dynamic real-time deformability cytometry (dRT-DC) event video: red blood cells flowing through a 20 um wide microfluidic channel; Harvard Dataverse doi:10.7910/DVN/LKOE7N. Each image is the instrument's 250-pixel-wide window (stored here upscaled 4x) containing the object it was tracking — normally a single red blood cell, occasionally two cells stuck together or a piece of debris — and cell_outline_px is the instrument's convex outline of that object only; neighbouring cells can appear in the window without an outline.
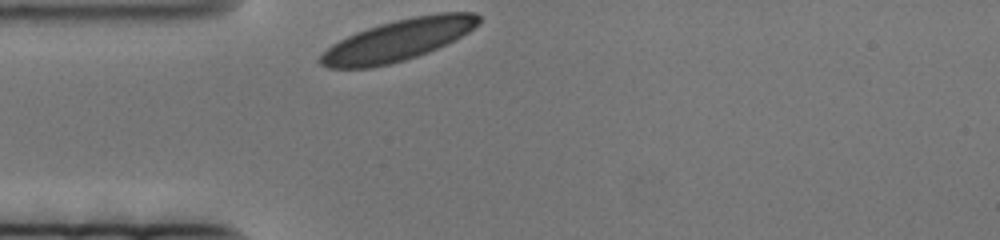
{"species": "human", "species_latin": "Homo sapiens", "temperature_condition": "cold", "stored_images_in_passage": 44, "camera_frame_rate_fps": 3000, "um_per_image_px": 0.085, "donor": {"sex": "female"}, "frame": {"image": 1, "passage_image": 1, "time_ms": 0.0, "image_size_px": [1000, 240], "cell_outline_px": [[480, 24], [468, 32], [428, 52], [404, 60], [388, 64], [368, 68], [328, 68], [320, 64], [316, 60], [332, 44], [356, 32], [380, 24], [396, 20], [416, 16], [440, 12], [476, 12], [480, 16]], "centroid_in_image_um": [33.83, 3.41], "position_along_channel_um": 51.2, "area_um2": 37.69}}
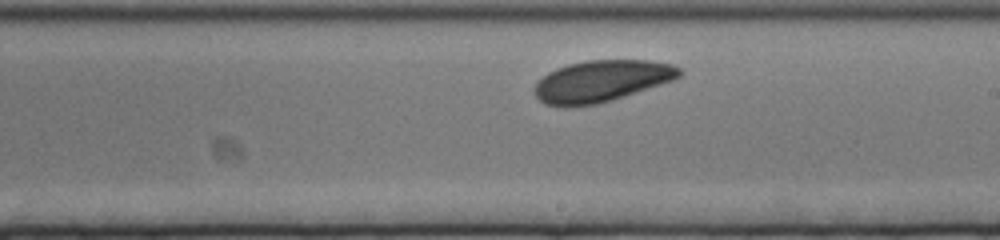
{"frame": {"image": 2, "passage_image": 26, "time_ms": 8.333, "image_size_px": [1000, 240], "cell_outline_px": [[684, 72], [680, 76], [672, 80], [612, 100], [596, 104], [572, 108], [560, 108], [544, 104], [532, 92], [532, 88], [548, 72], [556, 68], [568, 64], [588, 60], [648, 60], [672, 64], [680, 68]], "centroid_in_image_um": [51.07, 6.91], "position_along_channel_um": 237.9, "area_um2": 35.37}}
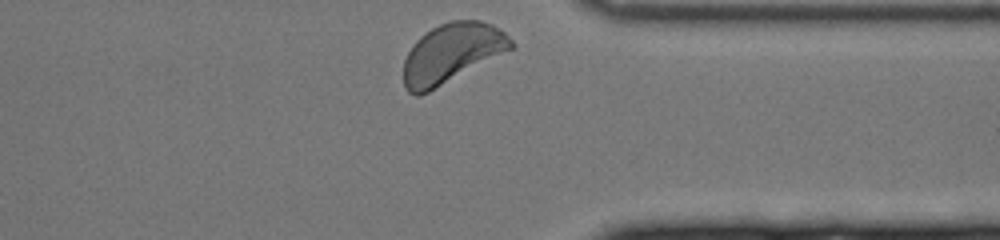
{"frame": {"image": 3, "passage_image": 44, "time_ms": 14.333, "image_size_px": [1000, 240], "cell_outline_px": [[516, 44], [512, 48], [428, 92], [420, 96], [416, 96], [408, 92], [404, 88], [404, 60], [408, 52], [416, 40], [420, 36], [432, 28], [440, 24], [452, 20], [480, 20], [492, 24], [504, 32]], "centroid_in_image_um": [38.37, 4.51], "position_along_channel_um": 373.0, "area_um2": 36.82}}